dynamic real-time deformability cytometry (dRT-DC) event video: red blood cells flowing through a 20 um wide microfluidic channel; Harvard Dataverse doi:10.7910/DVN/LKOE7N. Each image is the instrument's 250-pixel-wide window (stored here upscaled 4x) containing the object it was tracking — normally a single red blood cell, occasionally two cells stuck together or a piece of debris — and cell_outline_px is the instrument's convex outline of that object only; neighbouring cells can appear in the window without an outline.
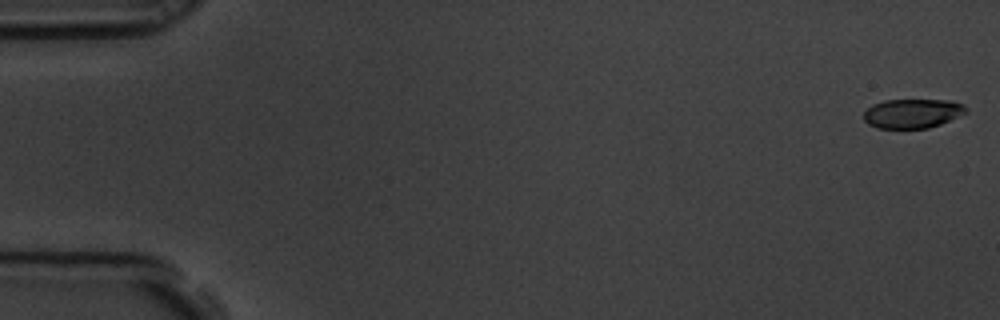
{"species": "common noctule bat (a hibernating species)", "species_latin": "Nyctalus noctula", "temperature_condition": "room temperature", "stored_images_in_passage": 6, "camera_frame_rate_fps": 3000, "um_per_image_px": 0.085, "animal": {"sex": "male", "body_mass_g": 19.5, "forearm_length_mm": 54.6}, "frame": {"image": 1, "passage_image": 1, "time_ms": 0.0, "image_size_px": [1000, 320], "cell_outline_px": [[968, 112], [940, 124], [928, 128], [876, 128], [868, 124], [864, 120], [864, 112], [872, 104], [884, 100], [952, 100], [964, 104], [968, 108]], "centroid_in_image_um": [77.57, 9.63], "position_along_channel_um": 7.4, "area_um2": 17.57}}
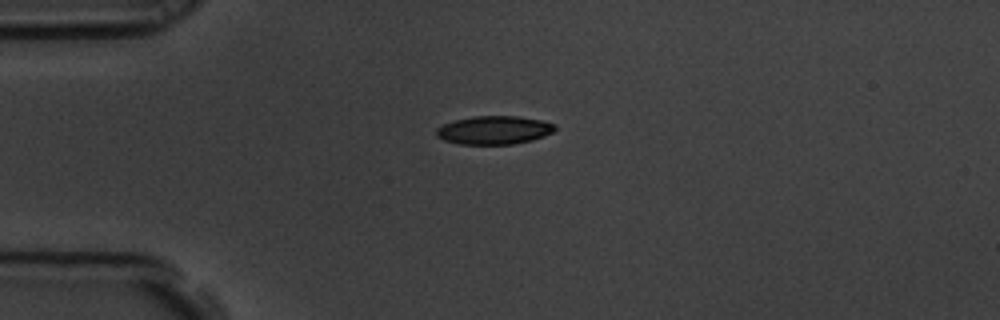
{"frame": {"image": 2, "passage_image": 5, "time_ms": 1.333, "image_size_px": [1000, 320], "cell_outline_px": [[556, 128], [552, 132], [544, 136], [532, 140], [512, 144], [460, 144], [444, 140], [436, 136], [436, 128], [444, 124], [456, 120], [472, 116], [516, 116], [544, 120], [556, 124]], "centroid_in_image_um": [42.02, 11.05], "position_along_channel_um": 43.0, "area_um2": 19.65}}